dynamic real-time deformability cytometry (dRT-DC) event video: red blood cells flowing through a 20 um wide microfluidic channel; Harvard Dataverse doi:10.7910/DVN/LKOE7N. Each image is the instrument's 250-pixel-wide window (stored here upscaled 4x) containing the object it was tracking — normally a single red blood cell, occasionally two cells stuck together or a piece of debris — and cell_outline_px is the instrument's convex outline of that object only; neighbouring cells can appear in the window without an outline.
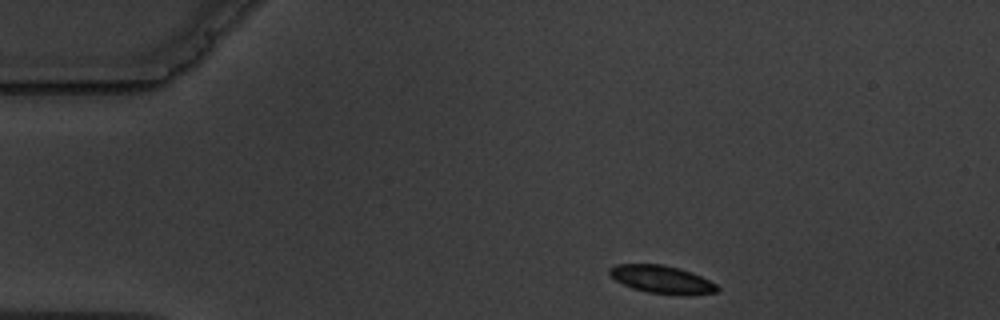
{"species": "common noctule bat (a hibernating species)", "species_latin": "Nyctalus noctula", "temperature_condition": "warm", "stored_images_in_passage": 2, "camera_frame_rate_fps": 3000, "um_per_image_px": 0.085, "animal": {"sex": "male", "body_mass_g": 19.5, "forearm_length_mm": 54.6}, "frame": {"image": 1, "passage_image": 1, "time_ms": 0.0, "image_size_px": [1000, 320], "cell_outline_px": [[720, 288], [716, 292], [692, 296], [684, 296], [648, 292], [632, 288], [616, 280], [608, 272], [608, 268], [616, 264], [664, 264], [680, 268], [692, 272], [716, 284]], "centroid_in_image_um": [56.29, 23.76], "position_along_channel_um": 28.7, "area_um2": 17.69}}